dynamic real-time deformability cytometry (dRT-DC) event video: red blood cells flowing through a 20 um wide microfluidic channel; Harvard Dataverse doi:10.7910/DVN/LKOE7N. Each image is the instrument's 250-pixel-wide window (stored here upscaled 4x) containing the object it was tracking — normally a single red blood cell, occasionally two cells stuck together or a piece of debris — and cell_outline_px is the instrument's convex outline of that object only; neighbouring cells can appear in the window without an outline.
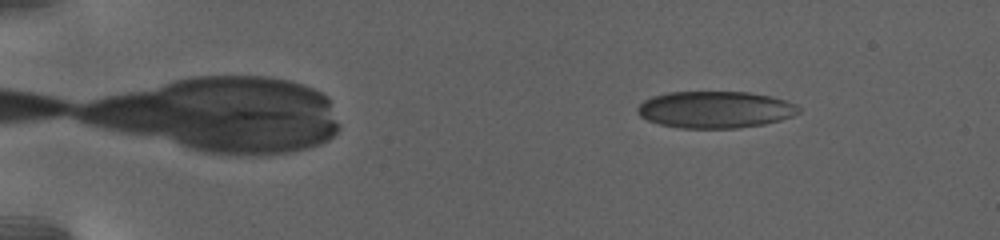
{"species": "human", "species_latin": "Homo sapiens", "temperature_condition": "warm", "stored_images_in_passage": 35, "camera_frame_rate_fps": 3000, "um_per_image_px": 0.085, "donor": {"sex": "female"}, "frame": {"image": 1, "passage_image": 3, "time_ms": 2.667, "image_size_px": [1000, 240], "cell_outline_px": [[800, 112], [792, 116], [780, 120], [764, 124], [736, 128], [680, 128], [660, 124], [648, 120], [640, 116], [636, 112], [636, 108], [644, 100], [652, 96], [668, 92], [748, 92], [772, 96], [796, 104], [800, 108]], "centroid_in_image_um": [60.78, 9.31], "position_along_channel_um": 24.2, "area_um2": 34.68}}
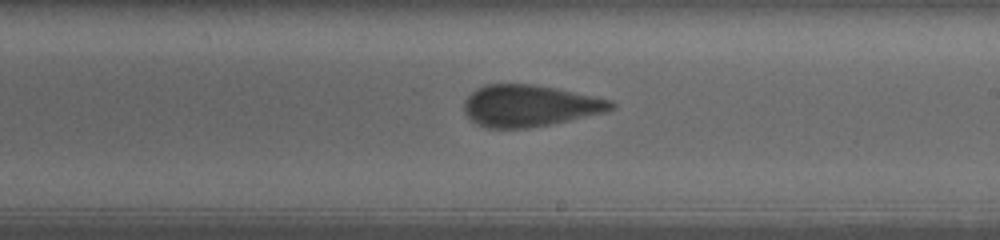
{"frame": {"image": 2, "passage_image": 17, "time_ms": 15.333, "image_size_px": [1000, 240], "cell_outline_px": [[616, 108], [608, 112], [528, 128], [488, 128], [476, 124], [464, 112], [464, 100], [476, 88], [484, 84], [532, 84], [556, 88], [596, 96], [612, 100], [616, 104]], "centroid_in_image_um": [45.04, 8.98], "position_along_channel_um": 244.0, "area_um2": 35.84}}
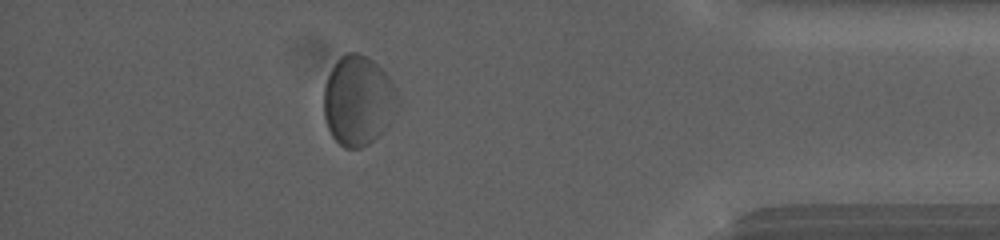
{"frame": {"image": 3, "passage_image": 30, "time_ms": 22.667, "image_size_px": [1000, 240], "cell_outline_px": [[400, 104], [396, 112], [380, 136], [368, 144], [360, 148], [344, 148], [332, 136], [328, 128], [324, 116], [324, 88], [328, 76], [332, 68], [340, 56], [348, 52], [356, 52], [368, 56], [392, 80], [400, 96]], "centroid_in_image_um": [30.48, 8.55], "position_along_channel_um": 404.7, "area_um2": 39.07}, "authors_computed_cell_mechanics": {"area_um2": 35.836, "velocity_mm_per_s": 2.6327, "shape_relaxation_time_tau1_ms": 7.3251, "shape_relaxation_time_tau2_ms": 1.1552, "deformation_change_tau1": 0.1203, "deformation_change_tau2": 0.0706}}